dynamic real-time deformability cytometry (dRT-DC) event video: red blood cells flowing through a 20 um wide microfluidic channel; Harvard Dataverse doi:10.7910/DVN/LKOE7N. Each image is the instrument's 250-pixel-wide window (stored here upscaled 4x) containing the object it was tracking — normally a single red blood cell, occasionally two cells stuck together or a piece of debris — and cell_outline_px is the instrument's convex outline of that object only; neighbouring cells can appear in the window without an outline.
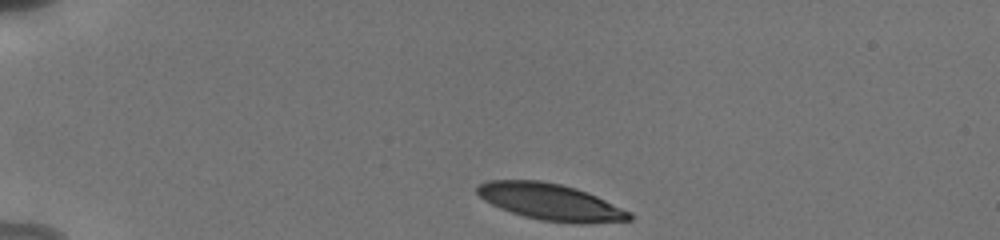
{"species": "human", "species_latin": "Homo sapiens", "temperature_condition": "cold", "stored_images_in_passage": 4, "camera_frame_rate_fps": 3000, "um_per_image_px": 0.085, "donor": {"sex": "male"}, "frame": {"image": 1, "passage_image": 1, "time_ms": 0.0, "image_size_px": [1000, 240], "cell_outline_px": [[636, 216], [632, 220], [584, 224], [580, 224], [540, 220], [524, 216], [500, 208], [484, 200], [476, 192], [476, 188], [480, 184], [488, 180], [540, 180], [560, 184], [576, 188], [588, 192], [632, 212]], "centroid_in_image_um": [46.85, 17.17], "position_along_channel_um": 38.1, "area_um2": 32.6}}